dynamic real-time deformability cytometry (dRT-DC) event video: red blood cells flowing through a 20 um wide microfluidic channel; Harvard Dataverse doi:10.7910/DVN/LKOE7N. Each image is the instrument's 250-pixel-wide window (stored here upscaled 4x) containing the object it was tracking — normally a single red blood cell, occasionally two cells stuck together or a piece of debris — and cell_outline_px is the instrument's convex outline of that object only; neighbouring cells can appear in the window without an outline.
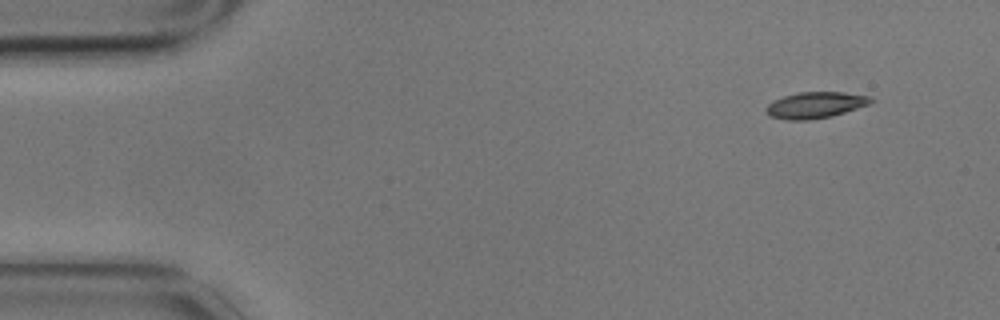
{"species": "common noctule bat (a hibernating species)", "species_latin": "Nyctalus noctula", "temperature_condition": "cold", "stored_images_in_passage": 4, "camera_frame_rate_fps": 3000, "um_per_image_px": 0.085, "animal": {"sex": "male", "body_mass_g": 17.9}, "frame": {"image": 1, "passage_image": 1, "time_ms": 0.0, "image_size_px": [1000, 320], "cell_outline_px": [[876, 100], [868, 104], [832, 116], [808, 120], [788, 120], [768, 116], [764, 108], [772, 100], [784, 96], [800, 92], [844, 92], [872, 96]], "centroid_in_image_um": [69.29, 8.92], "position_along_channel_um": 15.7, "area_um2": 16.13}}